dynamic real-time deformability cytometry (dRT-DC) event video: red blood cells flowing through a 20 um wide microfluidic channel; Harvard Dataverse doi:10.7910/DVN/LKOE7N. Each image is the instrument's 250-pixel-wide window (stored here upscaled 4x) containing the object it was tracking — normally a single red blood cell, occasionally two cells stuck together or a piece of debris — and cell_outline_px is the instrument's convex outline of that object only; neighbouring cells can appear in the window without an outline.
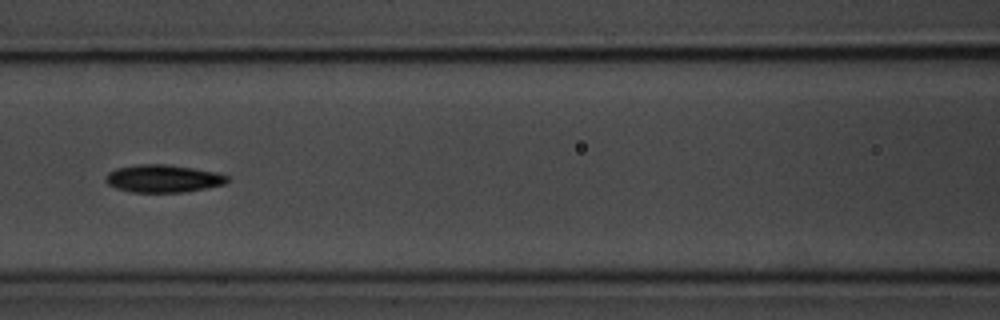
{"species": "common noctule bat (a hibernating species)", "species_latin": "Nyctalus noctula", "temperature_condition": "room temperature", "stored_images_in_passage": 9, "camera_frame_rate_fps": 3000, "um_per_image_px": 0.085, "animal": {"sex": "male", "body_mass_g": 20.1, "forearm_length_mm": 53.5}, "frame": {"image": 1, "passage_image": 6, "time_ms": 6.667, "image_size_px": [1000, 320], "cell_outline_px": [[228, 180], [224, 184], [184, 192], [132, 192], [116, 188], [108, 184], [104, 180], [104, 176], [108, 172], [116, 168], [140, 164], [164, 164], [192, 168], [216, 172], [228, 176]], "centroid_in_image_um": [13.81, 15.17], "position_along_channel_um": 152.8, "area_um2": 19.48}}
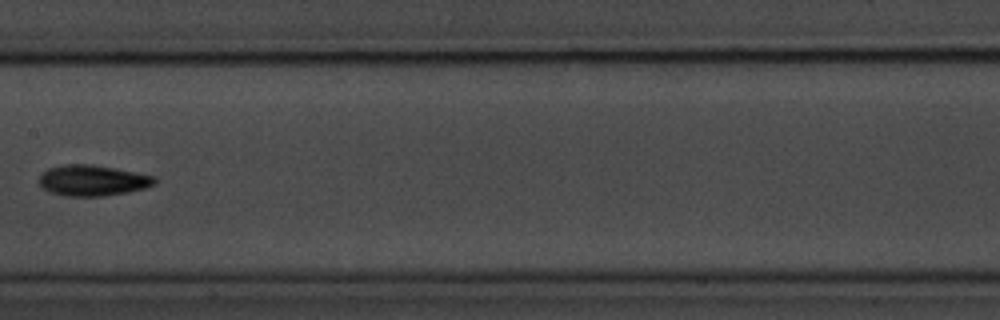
{"frame": {"image": 2, "passage_image": 7, "time_ms": 8.0, "image_size_px": [1000, 320], "cell_outline_px": [[156, 184], [144, 188], [128, 192], [104, 196], [64, 196], [48, 192], [40, 184], [40, 176], [48, 168], [64, 164], [92, 164], [116, 168], [156, 176]], "centroid_in_image_um": [7.89, 15.33], "position_along_channel_um": 199.5, "area_um2": 20.87}}
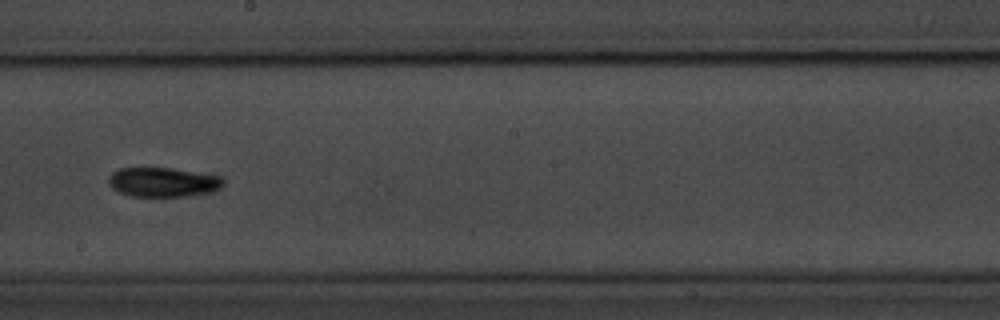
{"frame": {"image": 3, "passage_image": 8, "time_ms": 9.0, "image_size_px": [1000, 320], "cell_outline_px": [[224, 184], [220, 188], [208, 192], [184, 196], [128, 196], [112, 188], [108, 184], [108, 176], [112, 172], [120, 168], [172, 168], [220, 176], [224, 180]], "centroid_in_image_um": [13.82, 15.48], "position_along_channel_um": 234.4, "area_um2": 19.59}}